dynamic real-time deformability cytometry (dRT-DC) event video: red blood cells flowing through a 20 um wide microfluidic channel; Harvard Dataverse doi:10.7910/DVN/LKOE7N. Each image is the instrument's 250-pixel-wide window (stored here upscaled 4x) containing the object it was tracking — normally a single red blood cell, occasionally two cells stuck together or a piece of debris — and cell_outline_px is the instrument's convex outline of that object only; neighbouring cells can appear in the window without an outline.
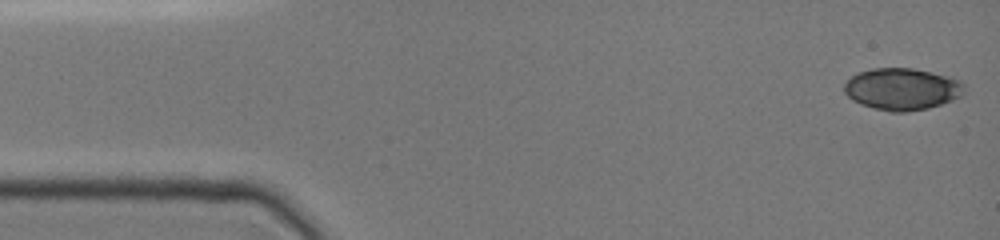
{"species": "common noctule bat (a hibernating species)", "species_latin": "Nyctalus noctula", "temperature_condition": "cold", "stored_images_in_passage": 12, "camera_frame_rate_fps": 3000, "um_per_image_px": 0.085, "animal": {"sex": "female", "body_mass_g": 19.0, "forearm_length_mm": 51.5}, "frame": {"image": 1, "passage_image": 1, "time_ms": 0.0, "image_size_px": [1000, 240], "cell_outline_px": [[964, 92], [960, 96], [952, 100], [928, 108], [904, 112], [892, 112], [860, 104], [852, 100], [844, 92], [844, 84], [856, 72], [872, 68], [912, 68], [952, 76], [960, 80], [964, 84]], "centroid_in_image_um": [76.68, 7.55], "position_along_channel_um": 8.3, "area_um2": 29.42}}
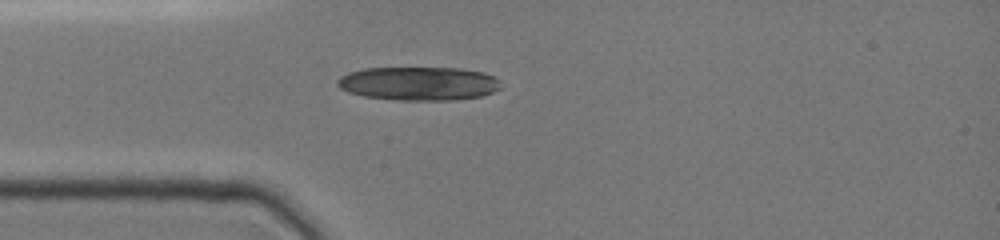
{"frame": {"image": 2, "passage_image": 10, "time_ms": 3.667, "image_size_px": [1000, 240], "cell_outline_px": [[500, 88], [492, 92], [480, 96], [448, 100], [400, 100], [364, 96], [348, 92], [340, 88], [336, 84], [336, 80], [340, 76], [348, 72], [364, 68], [460, 68], [484, 72], [500, 80]], "centroid_in_image_um": [35.56, 7.09], "position_along_channel_um": 49.4, "area_um2": 32.02}}